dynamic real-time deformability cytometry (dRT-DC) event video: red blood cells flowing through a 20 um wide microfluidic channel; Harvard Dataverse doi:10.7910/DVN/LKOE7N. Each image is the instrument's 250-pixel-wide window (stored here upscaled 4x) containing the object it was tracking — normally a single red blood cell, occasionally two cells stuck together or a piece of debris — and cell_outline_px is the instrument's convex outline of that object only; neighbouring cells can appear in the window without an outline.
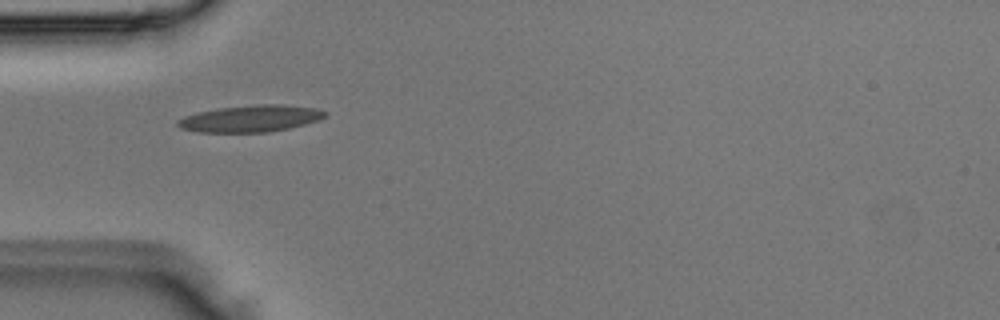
{"species": "Egyptian fruit bat (a non-hibernating species)", "species_latin": "Rousettus aegyptiacus", "temperature_condition": "room temperature", "stored_images_in_passage": 1, "camera_frame_rate_fps": 3000, "um_per_image_px": 0.085, "animal": {"sex": "male"}, "frame": {"image": 1, "passage_image": 1, "time_ms": 0.0, "image_size_px": [1000, 320], "cell_outline_px": [[328, 116], [304, 124], [288, 128], [268, 132], [196, 132], [180, 128], [176, 124], [176, 120], [184, 116], [196, 112], [216, 108], [260, 104], [284, 104], [316, 108], [328, 112]], "centroid_in_image_um": [21.27, 10.07], "position_along_channel_um": 63.7, "area_um2": 23.12}}